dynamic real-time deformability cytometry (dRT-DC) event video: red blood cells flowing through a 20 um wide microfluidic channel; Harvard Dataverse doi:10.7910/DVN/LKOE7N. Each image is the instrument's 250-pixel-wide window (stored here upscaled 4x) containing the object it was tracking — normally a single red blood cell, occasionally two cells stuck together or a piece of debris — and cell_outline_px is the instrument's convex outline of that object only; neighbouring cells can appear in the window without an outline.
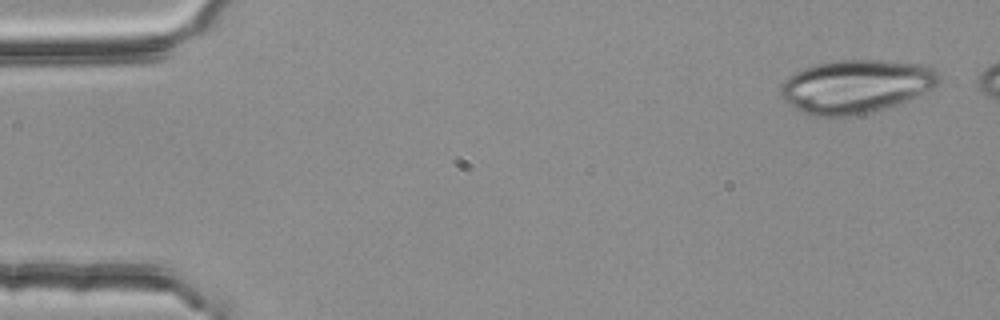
{"species": "common noctule bat (a hibernating species)", "species_latin": "Nyctalus noctula", "temperature_condition": "room temperature", "stored_images_in_passage": 4, "camera_frame_rate_fps": 3000, "um_per_image_px": 0.085, "animal": {"sex": "female", "body_mass_g": 25.1}, "frame": {"image": 1, "passage_image": 1, "time_ms": 0.0, "image_size_px": [1000, 320], "cell_outline_px": [[940, 84], [908, 100], [884, 108], [852, 116], [812, 116], [788, 104], [780, 96], [780, 88], [784, 80], [788, 76], [804, 68], [816, 64], [836, 60], [880, 60], [924, 64], [936, 68], [940, 76]], "centroid_in_image_um": [72.77, 7.33], "position_along_channel_um": 12.2, "area_um2": 49.3}}